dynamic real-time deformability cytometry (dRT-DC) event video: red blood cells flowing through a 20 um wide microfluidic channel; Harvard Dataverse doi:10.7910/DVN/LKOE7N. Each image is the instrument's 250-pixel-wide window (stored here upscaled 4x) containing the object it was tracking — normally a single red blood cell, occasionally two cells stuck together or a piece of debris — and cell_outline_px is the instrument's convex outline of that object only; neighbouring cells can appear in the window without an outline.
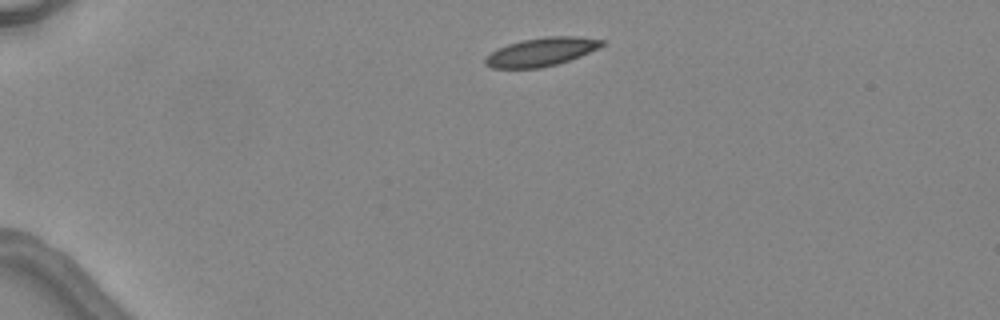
{"species": "common noctule bat (a hibernating species)", "species_latin": "Nyctalus noctula", "temperature_condition": "warm", "stored_images_in_passage": 2, "camera_frame_rate_fps": 3000, "um_per_image_px": 0.085, "animal": {"sex": "female", "body_mass_g": 24.6, "forearm_length_mm": 56.2}, "frame": {"image": 1, "passage_image": 1, "time_ms": 0.0, "image_size_px": [1000, 320], "cell_outline_px": [[604, 44], [580, 56], [556, 64], [540, 68], [492, 68], [484, 64], [484, 60], [496, 48], [520, 40], [544, 36], [576, 36], [604, 40]], "centroid_in_image_um": [45.97, 4.4], "position_along_channel_um": 39.0, "area_um2": 19.19}}
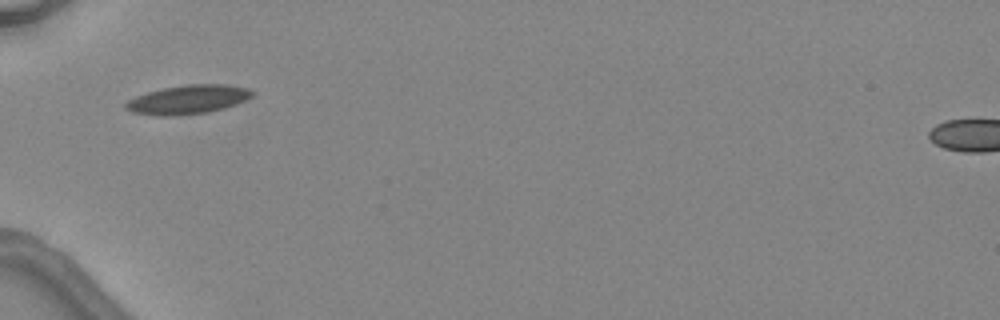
{"frame": {"image": 2, "passage_image": 2, "time_ms": 2.0, "image_size_px": [1000, 320], "cell_outline_px": [[256, 92], [252, 96], [236, 104], [224, 108], [208, 112], [168, 116], [160, 116], [132, 112], [124, 108], [124, 104], [128, 100], [136, 96], [148, 92], [164, 88], [188, 84], [224, 84], [248, 88]], "centroid_in_image_um": [15.98, 8.46], "position_along_channel_um": 69.0, "area_um2": 21.21}}